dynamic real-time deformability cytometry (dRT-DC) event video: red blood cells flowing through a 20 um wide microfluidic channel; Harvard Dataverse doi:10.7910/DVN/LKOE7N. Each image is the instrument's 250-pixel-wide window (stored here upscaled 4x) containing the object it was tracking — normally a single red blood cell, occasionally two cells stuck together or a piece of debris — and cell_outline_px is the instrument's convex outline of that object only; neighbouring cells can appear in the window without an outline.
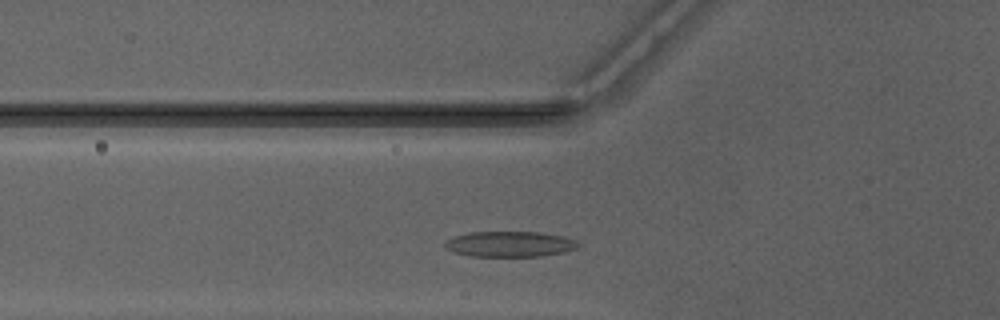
{"species": "Egyptian fruit bat (a non-hibernating species)", "species_latin": "Rousettus aegyptiacus", "temperature_condition": "warm", "stored_images_in_passage": 29, "camera_frame_rate_fps": 3000, "um_per_image_px": 0.085, "animal": {"sex": "male"}, "frame": {"image": 1, "passage_image": 6, "time_ms": 1.667, "image_size_px": [1000, 320], "cell_outline_px": [[580, 248], [564, 252], [540, 256], [468, 256], [456, 252], [448, 248], [444, 244], [444, 240], [452, 236], [468, 232], [540, 232], [564, 236], [576, 240], [580, 244]], "centroid_in_image_um": [43.36, 20.74], "position_along_channel_um": 82.4, "area_um2": 20.0}}
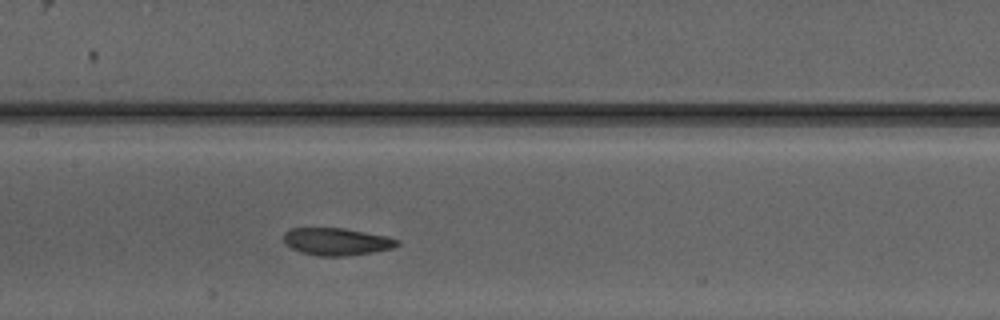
{"frame": {"image": 2, "passage_image": 13, "time_ms": 4.0, "image_size_px": [1000, 320], "cell_outline_px": [[400, 244], [392, 248], [376, 252], [344, 256], [316, 256], [300, 252], [284, 244], [284, 232], [292, 228], [344, 228], [388, 236], [400, 240]], "centroid_in_image_um": [28.63, 20.54], "position_along_channel_um": 178.8, "area_um2": 18.32}}
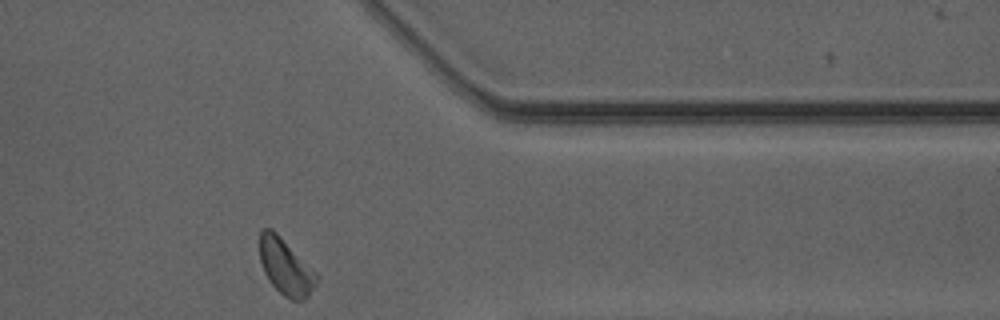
{"frame": {"image": 3, "passage_image": 29, "time_ms": 9.333, "image_size_px": [1000, 320], "cell_outline_px": [[320, 276], [316, 284], [308, 296], [304, 300], [292, 300], [284, 296], [268, 280], [264, 272], [260, 260], [260, 232], [264, 228], [272, 228]], "centroid_in_image_um": [24.29, 22.69], "position_along_channel_um": 387.1, "area_um2": 18.44}, "authors_computed_cell_mechanics": {"area_um2": 18.4382, "velocity_mm_per_s": 4.0969, "shape_relaxation_time_tau1_ms": null, "shape_relaxation_time_tau2_ms": 1.2007, "deformation_change_tau1": null, "deformation_change_tau2": 0.067}}